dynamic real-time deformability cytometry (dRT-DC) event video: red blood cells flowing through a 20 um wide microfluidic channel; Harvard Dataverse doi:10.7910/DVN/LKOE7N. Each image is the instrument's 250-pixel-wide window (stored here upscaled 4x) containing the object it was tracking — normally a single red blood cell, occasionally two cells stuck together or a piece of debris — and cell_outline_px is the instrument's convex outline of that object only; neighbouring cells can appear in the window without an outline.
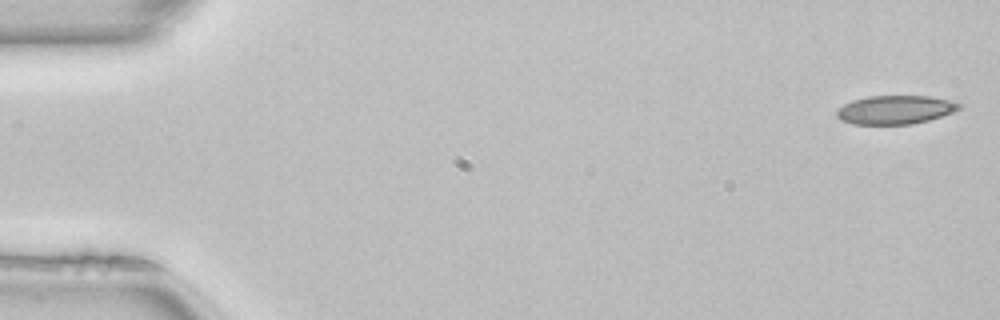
{"species": "common noctule bat (a hibernating species)", "species_latin": "Nyctalus noctula", "temperature_condition": "room temperature", "stored_images_in_passage": 50, "camera_frame_rate_fps": 3000, "um_per_image_px": 0.085, "animal": {"sex": "female", "body_mass_g": 22.7, "forearm_length_mm": 54.2}, "frame": {"image": 1, "passage_image": 1, "time_ms": 0.0, "image_size_px": [1000, 320], "cell_outline_px": [[960, 108], [952, 112], [928, 120], [912, 124], [852, 124], [840, 120], [836, 116], [836, 112], [844, 104], [852, 100], [868, 96], [928, 96], [952, 100], [960, 104]], "centroid_in_image_um": [76.07, 9.33], "position_along_channel_um": 8.9, "area_um2": 20.35}, "authors_computed_cell_mechanics": {"area_um2": 20.808, "velocity_mm_per_s": 4.0598, "shape_relaxation_time_tau1_ms": 8.7521, "shape_relaxation_time_tau2_ms": 2.8348, "deformation_change_tau1": 0.1672, "deformation_change_tau2": 0.0726}}